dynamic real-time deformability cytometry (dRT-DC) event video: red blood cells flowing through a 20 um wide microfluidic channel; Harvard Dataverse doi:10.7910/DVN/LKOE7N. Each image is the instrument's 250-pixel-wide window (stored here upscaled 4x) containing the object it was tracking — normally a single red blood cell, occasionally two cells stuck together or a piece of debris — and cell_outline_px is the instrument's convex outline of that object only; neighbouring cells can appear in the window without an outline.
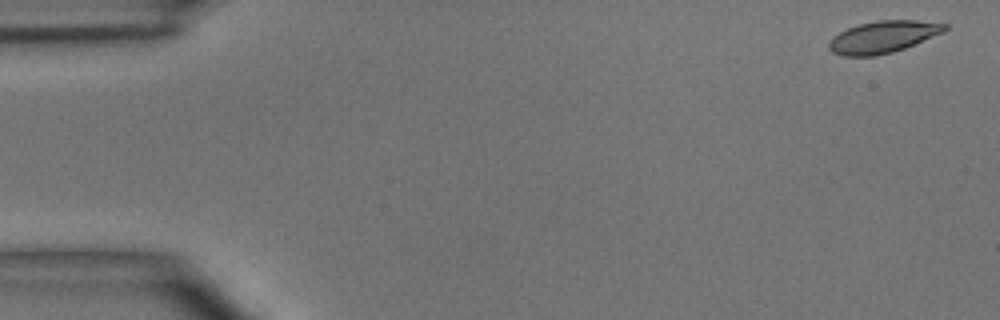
{"species": "common noctule bat (a hibernating species)", "species_latin": "Nyctalus noctula", "temperature_condition": "room temperature", "stored_images_in_passage": 4, "camera_frame_rate_fps": 3000, "um_per_image_px": 0.085, "animal": {"sex": "male", "body_mass_g": 15.6}, "frame": {"image": 1, "passage_image": 1, "time_ms": 0.0, "image_size_px": [1000, 320], "cell_outline_px": [[948, 28], [944, 32], [904, 48], [892, 52], [876, 56], [844, 56], [832, 52], [828, 48], [828, 44], [832, 36], [848, 28], [860, 24], [876, 20], [916, 20], [948, 24]], "centroid_in_image_um": [75.05, 3.14], "position_along_channel_um": 10.0, "area_um2": 21.56}}
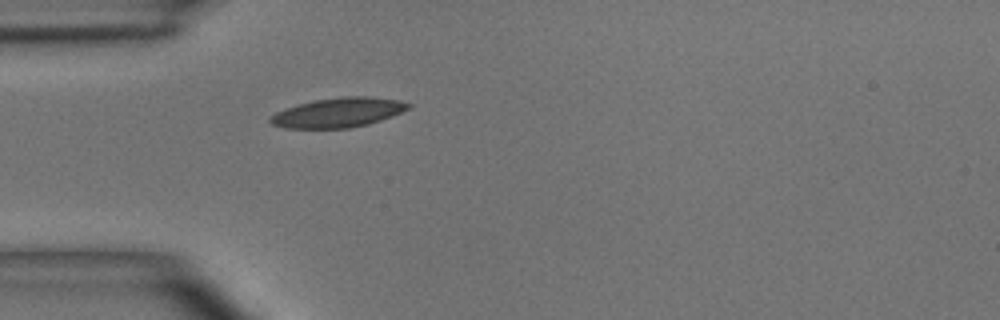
{"frame": {"image": 2, "passage_image": 4, "time_ms": 4.333, "image_size_px": [1000, 320], "cell_outline_px": [[412, 108], [392, 116], [368, 124], [348, 128], [284, 128], [272, 124], [268, 120], [268, 116], [276, 112], [312, 100], [344, 96], [368, 96], [396, 100], [412, 104]], "centroid_in_image_um": [28.75, 9.57], "position_along_channel_um": 56.3, "area_um2": 23.76}}